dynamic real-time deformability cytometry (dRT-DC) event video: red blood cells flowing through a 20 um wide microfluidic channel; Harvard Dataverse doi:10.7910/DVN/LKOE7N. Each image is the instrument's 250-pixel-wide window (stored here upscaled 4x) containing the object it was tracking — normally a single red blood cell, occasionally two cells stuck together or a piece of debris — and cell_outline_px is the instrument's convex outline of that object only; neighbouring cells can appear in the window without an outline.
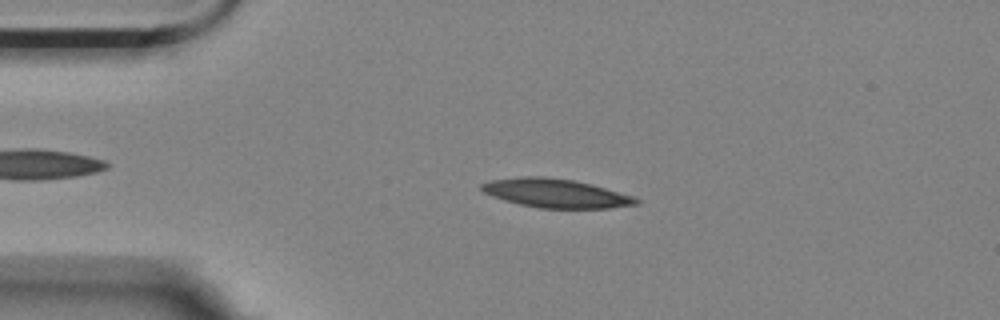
{"species": "Egyptian fruit bat (a non-hibernating species)", "species_latin": "Rousettus aegyptiacus", "temperature_condition": "room temperature", "stored_images_in_passage": 40, "camera_frame_rate_fps": 3000, "um_per_image_px": 0.085, "animal": {"sex": "female"}, "frame": {"image": 1, "passage_image": 3, "time_ms": 0.667, "image_size_px": [1000, 320], "cell_outline_px": [[640, 204], [612, 208], [540, 208], [520, 204], [504, 200], [492, 196], [484, 192], [480, 188], [480, 184], [492, 180], [524, 176], [540, 176], [572, 180], [592, 184], [632, 196], [640, 200]], "centroid_in_image_um": [47.25, 16.43], "position_along_channel_um": 37.7, "area_um2": 25.78}}
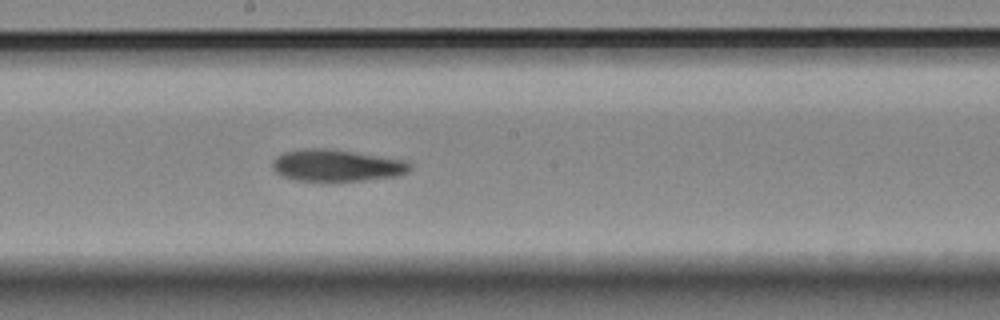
{"frame": {"image": 2, "passage_image": 21, "time_ms": 6.667, "image_size_px": [1000, 320], "cell_outline_px": [[412, 168], [408, 172], [396, 176], [364, 180], [296, 180], [280, 176], [272, 168], [272, 160], [276, 156], [284, 152], [304, 148], [328, 148], [408, 160], [412, 164]], "centroid_in_image_um": [28.62, 14.05], "position_along_channel_um": 219.6, "area_um2": 25.61}}
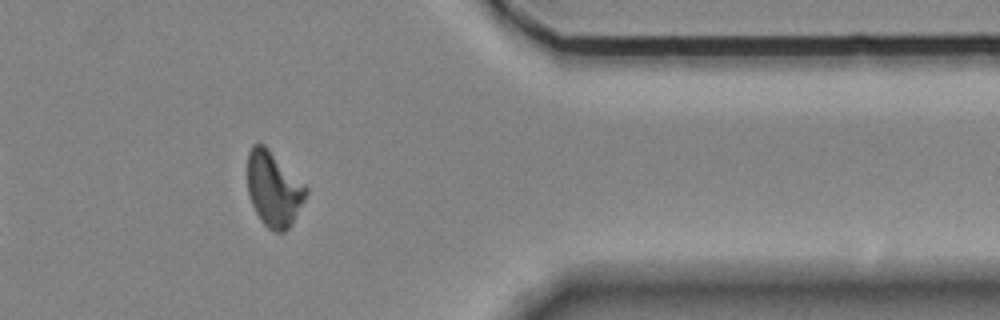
{"frame": {"image": 3, "passage_image": 37, "time_ms": 12.0, "image_size_px": [1000, 320], "cell_outline_px": [[308, 192], [292, 224], [284, 232], [276, 232], [268, 228], [260, 220], [252, 204], [248, 192], [248, 152], [252, 144], [264, 144], [308, 188]], "centroid_in_image_um": [23.26, 16.07], "position_along_channel_um": 388.1, "area_um2": 25.32}, "authors_computed_cell_mechanics": {"area_um2": 25.8077, "velocity_mm_per_s": 3.5053, "shape_relaxation_time_tau1_ms": 7.807, "shape_relaxation_time_tau2_ms": 10.4057, "deformation_change_tau1": 0.1621, "deformation_change_tau2": 0.1863}}